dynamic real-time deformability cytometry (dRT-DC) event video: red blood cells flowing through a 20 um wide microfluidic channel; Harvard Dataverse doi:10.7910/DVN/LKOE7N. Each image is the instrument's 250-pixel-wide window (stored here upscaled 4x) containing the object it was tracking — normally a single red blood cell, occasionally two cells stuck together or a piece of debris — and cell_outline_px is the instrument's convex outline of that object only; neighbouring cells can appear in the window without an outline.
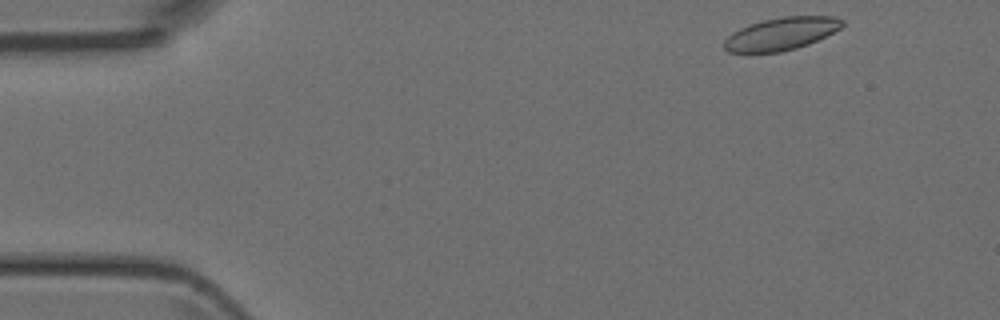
{"species": "Egyptian fruit bat (a non-hibernating species)", "species_latin": "Rousettus aegyptiacus", "temperature_condition": "room temperature", "stored_images_in_passage": 46, "camera_frame_rate_fps": 3000, "um_per_image_px": 0.085, "animal": {"sex": "female"}, "frame": {"image": 1, "passage_image": 1, "time_ms": 0.0, "image_size_px": [1000, 320], "cell_outline_px": [[844, 24], [840, 28], [808, 44], [796, 48], [780, 52], [728, 52], [724, 48], [724, 40], [732, 32], [748, 24], [764, 20], [784, 16], [836, 16], [844, 20]], "centroid_in_image_um": [66.39, 2.86], "position_along_channel_um": 18.6, "area_um2": 22.31}}
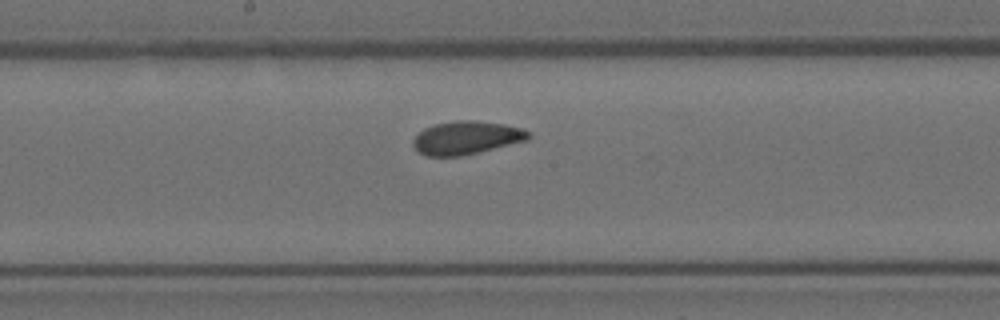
{"frame": {"image": 2, "passage_image": 22, "time_ms": 7.0, "image_size_px": [1000, 320], "cell_outline_px": [[532, 136], [528, 140], [460, 156], [428, 156], [420, 152], [412, 144], [412, 140], [424, 128], [436, 124], [456, 120], [476, 120], [504, 124], [524, 128], [532, 132]], "centroid_in_image_um": [39.7, 11.69], "position_along_channel_um": 208.5, "area_um2": 22.31}}
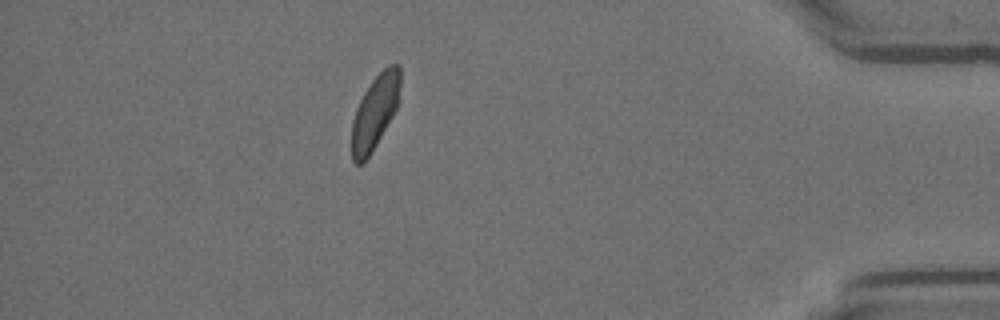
{"frame": {"image": 3, "passage_image": 40, "time_ms": 13.0, "image_size_px": [1000, 320], "cell_outline_px": [[400, 100], [392, 116], [376, 144], [364, 164], [356, 164], [352, 160], [352, 120], [356, 108], [364, 92], [372, 80], [388, 64], [400, 64]], "centroid_in_image_um": [31.87, 9.51], "position_along_channel_um": 403.3, "area_um2": 20.87}}